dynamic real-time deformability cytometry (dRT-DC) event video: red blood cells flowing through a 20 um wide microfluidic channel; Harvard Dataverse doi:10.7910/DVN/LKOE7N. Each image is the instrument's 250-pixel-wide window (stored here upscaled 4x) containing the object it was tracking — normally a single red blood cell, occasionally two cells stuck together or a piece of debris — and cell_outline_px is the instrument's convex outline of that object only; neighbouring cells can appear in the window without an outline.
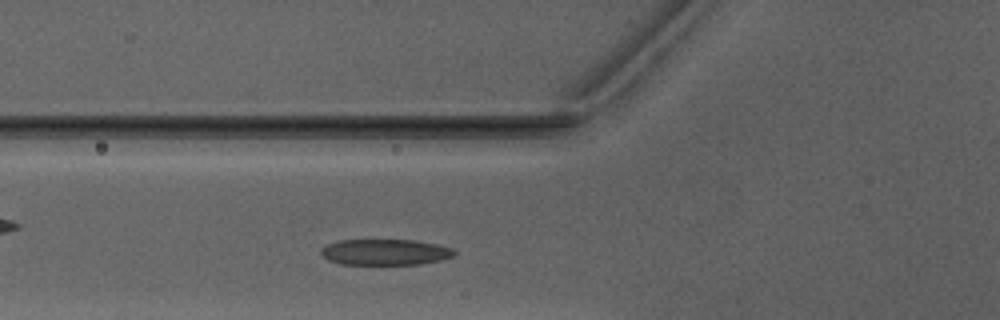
{"species": "Egyptian fruit bat (a non-hibernating species)", "species_latin": "Rousettus aegyptiacus", "temperature_condition": "warm", "stored_images_in_passage": 28, "camera_frame_rate_fps": 3000, "um_per_image_px": 0.085, "animal": {"sex": "male"}, "frame": {"image": 1, "passage_image": 6, "time_ms": 1.667, "image_size_px": [1000, 320], "cell_outline_px": [[456, 252], [452, 256], [440, 260], [420, 264], [340, 264], [328, 260], [320, 252], [320, 248], [328, 244], [340, 240], [416, 240], [436, 244], [452, 248]], "centroid_in_image_um": [32.72, 21.42], "position_along_channel_um": 93.1, "area_um2": 20.06}}
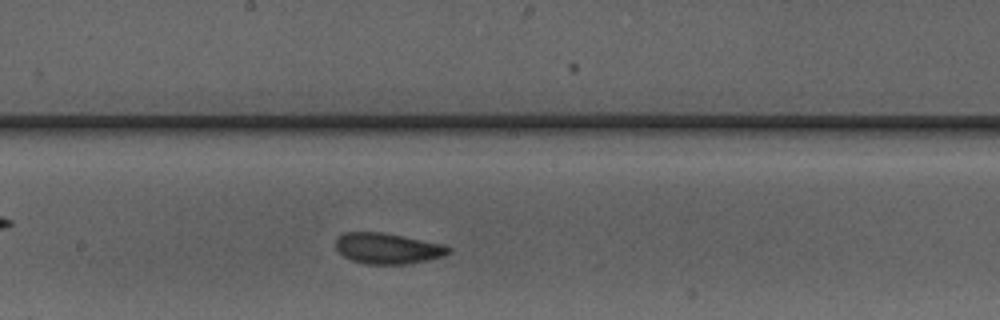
{"frame": {"image": 2, "passage_image": 15, "time_ms": 4.667, "image_size_px": [1000, 320], "cell_outline_px": [[452, 252], [444, 256], [428, 260], [408, 264], [364, 264], [352, 260], [344, 256], [336, 248], [336, 240], [344, 232], [384, 232], [444, 244], [452, 248]], "centroid_in_image_um": [33.0, 21.11], "position_along_channel_um": 215.2, "area_um2": 20.4}}
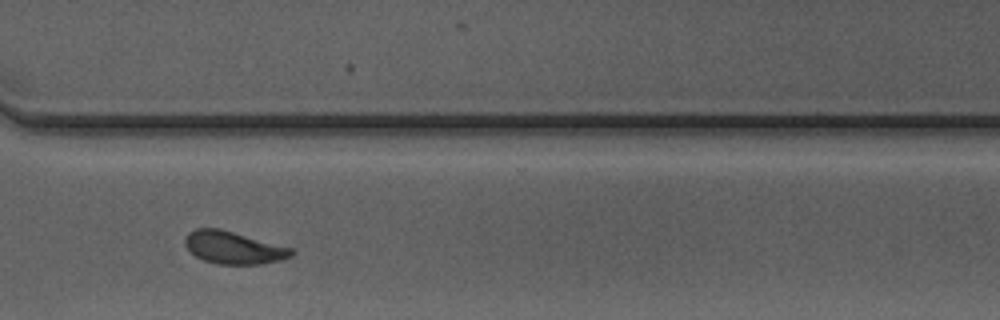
{"frame": {"image": 3, "passage_image": 25, "time_ms": 8.0, "image_size_px": [1000, 320], "cell_outline_px": [[296, 252], [292, 256], [284, 260], [260, 264], [216, 264], [204, 260], [196, 256], [184, 244], [184, 240], [188, 232], [196, 228], [220, 228], [292, 248]], "centroid_in_image_um": [19.87, 21.05], "position_along_channel_um": 350.7, "area_um2": 20.23}, "authors_computed_cell_mechanics": {"area_um2": 20.3745, "velocity_mm_per_s": 4.0717, "shape_relaxation_time_tau1_ms": 3.2527, "shape_relaxation_time_tau2_ms": 1.4441, "deformation_change_tau1": 0.1499, "deformation_change_tau2": 0.0922}}